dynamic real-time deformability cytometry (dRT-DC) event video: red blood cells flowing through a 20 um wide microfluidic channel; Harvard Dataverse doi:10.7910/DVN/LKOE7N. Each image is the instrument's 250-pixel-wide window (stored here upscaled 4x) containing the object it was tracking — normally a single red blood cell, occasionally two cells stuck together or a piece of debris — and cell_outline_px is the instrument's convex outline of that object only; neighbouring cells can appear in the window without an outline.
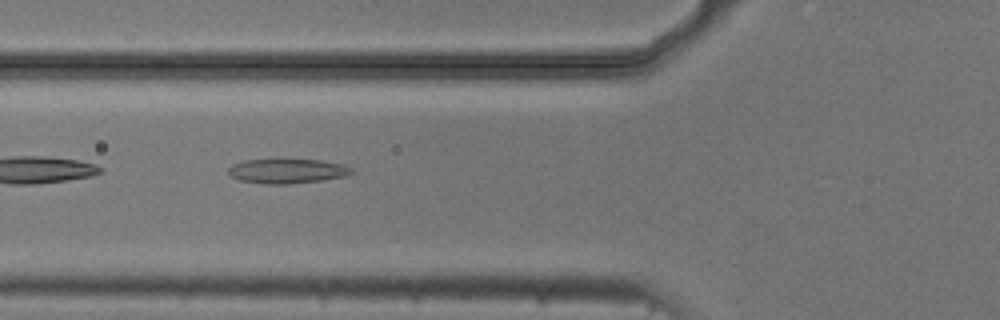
{"species": "common noctule bat (a hibernating species)", "species_latin": "Nyctalus noctula", "temperature_condition": "cold", "stored_images_in_passage": 26, "camera_frame_rate_fps": 3000, "um_per_image_px": 0.085, "animal": {"sex": "male", "body_mass_g": 20.5, "forearm_length_mm": 52.5}, "frame": {"image": 1, "passage_image": 4, "time_ms": 1.0, "image_size_px": [1000, 320], "cell_outline_px": [[352, 172], [344, 176], [324, 180], [288, 184], [264, 184], [240, 180], [232, 176], [228, 172], [228, 168], [232, 164], [244, 160], [320, 160], [344, 164], [352, 168]], "centroid_in_image_um": [24.41, 14.54], "position_along_channel_um": 101.4, "area_um2": 17.51}}
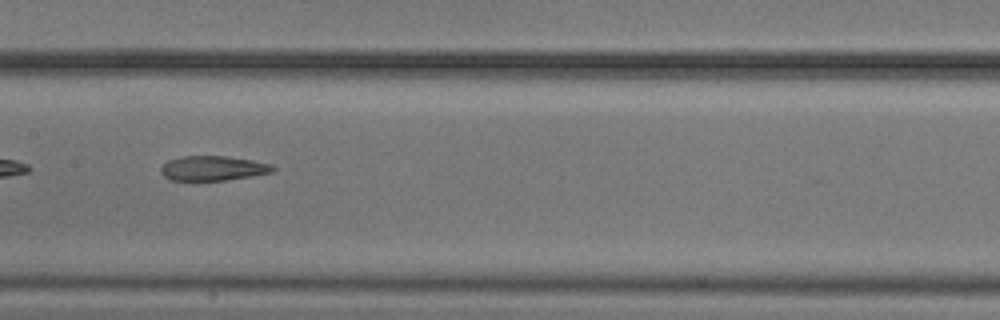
{"frame": {"image": 2, "passage_image": 11, "time_ms": 3.333, "image_size_px": [1000, 320], "cell_outline_px": [[276, 168], [272, 172], [252, 176], [224, 180], [168, 180], [160, 172], [160, 168], [168, 160], [180, 156], [224, 156], [252, 160], [272, 164]], "centroid_in_image_um": [18.08, 14.3], "position_along_channel_um": 189.3, "area_um2": 16.13}}
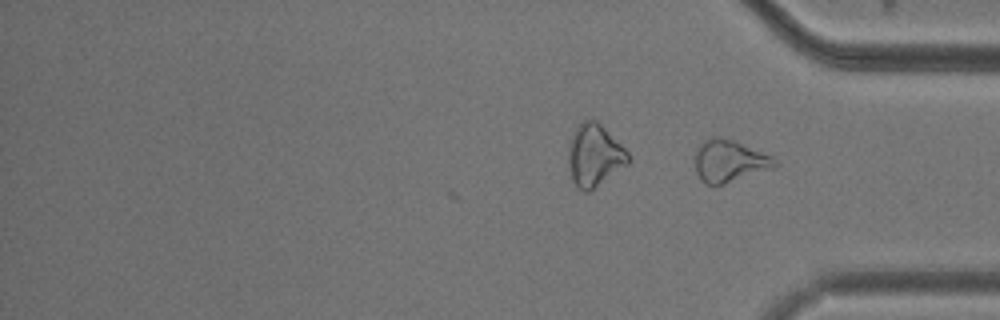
{"frame": {"image": 3, "passage_image": 26, "time_ms": 8.333, "image_size_px": [1000, 320], "cell_outline_px": [[780, 164], [776, 168], [724, 184], [704, 184], [700, 180], [696, 172], [696, 148], [704, 140], [712, 136], [720, 136], [732, 140], [772, 156]], "centroid_in_image_um": [62.02, 13.69], "position_along_channel_um": 373.2, "area_um2": 19.71}, "authors_computed_cell_mechanics": {"area_um2": 16.6175, "velocity_mm_per_s": 3.7321, "shape_relaxation_time_tau1_ms": null, "shape_relaxation_time_tau2_ms": 5.2916, "deformation_change_tau1": null, "deformation_change_tau2": 0.1511}}